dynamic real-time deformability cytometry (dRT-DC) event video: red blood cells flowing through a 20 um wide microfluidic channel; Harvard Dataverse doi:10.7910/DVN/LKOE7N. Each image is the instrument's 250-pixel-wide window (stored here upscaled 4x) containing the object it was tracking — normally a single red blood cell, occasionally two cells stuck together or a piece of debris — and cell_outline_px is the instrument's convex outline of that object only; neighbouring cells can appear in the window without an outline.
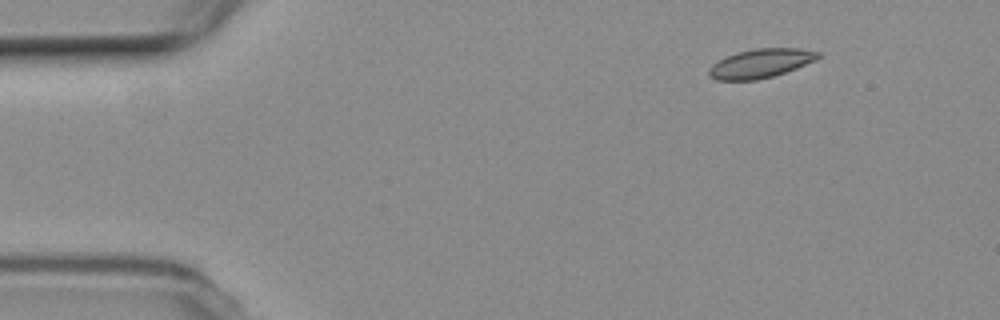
{"species": "common noctule bat (a hibernating species)", "species_latin": "Nyctalus noctula", "temperature_condition": "room temperature", "stored_images_in_passage": 49, "camera_frame_rate_fps": 3000, "um_per_image_px": 0.085, "animal": {"sex": "female", "body_mass_g": 19.3, "forearm_length_mm": 54.1}, "frame": {"image": 1, "passage_image": 1, "time_ms": 0.0, "image_size_px": [1000, 320], "cell_outline_px": [[820, 56], [816, 60], [796, 68], [772, 76], [756, 80], [716, 80], [708, 76], [708, 68], [712, 64], [736, 52], [756, 48], [800, 48], [820, 52]], "centroid_in_image_um": [64.64, 5.38], "position_along_channel_um": 20.4, "area_um2": 18.38}}
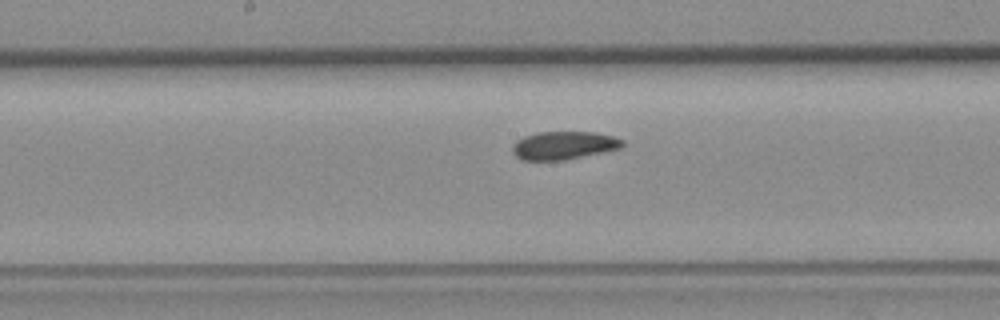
{"frame": {"image": 2, "passage_image": 22, "time_ms": 7.0, "image_size_px": [1000, 320], "cell_outline_px": [[624, 144], [620, 148], [604, 152], [564, 160], [520, 160], [512, 152], [512, 144], [516, 140], [524, 136], [536, 132], [596, 132], [612, 136], [624, 140]], "centroid_in_image_um": [47.89, 12.36], "position_along_channel_um": 200.3, "area_um2": 18.15}}
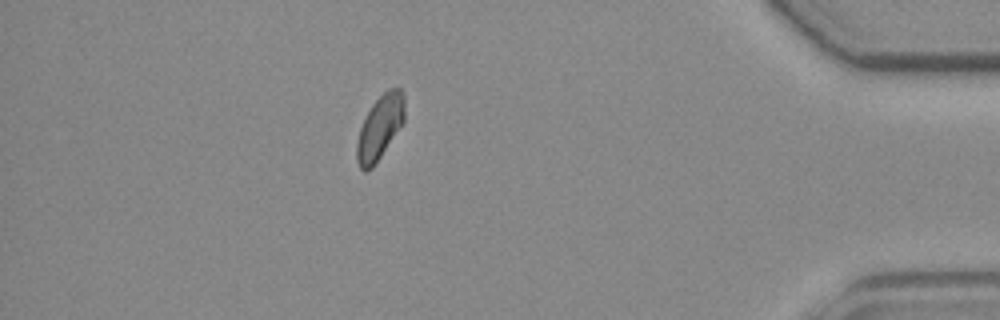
{"frame": {"image": 3, "passage_image": 42, "time_ms": 13.667, "image_size_px": [1000, 320], "cell_outline_px": [[404, 120], [372, 168], [364, 172], [360, 168], [356, 160], [356, 144], [360, 128], [372, 104], [388, 88], [400, 88], [404, 96]], "centroid_in_image_um": [32.26, 10.83], "position_along_channel_um": 402.9, "area_um2": 17.4}}